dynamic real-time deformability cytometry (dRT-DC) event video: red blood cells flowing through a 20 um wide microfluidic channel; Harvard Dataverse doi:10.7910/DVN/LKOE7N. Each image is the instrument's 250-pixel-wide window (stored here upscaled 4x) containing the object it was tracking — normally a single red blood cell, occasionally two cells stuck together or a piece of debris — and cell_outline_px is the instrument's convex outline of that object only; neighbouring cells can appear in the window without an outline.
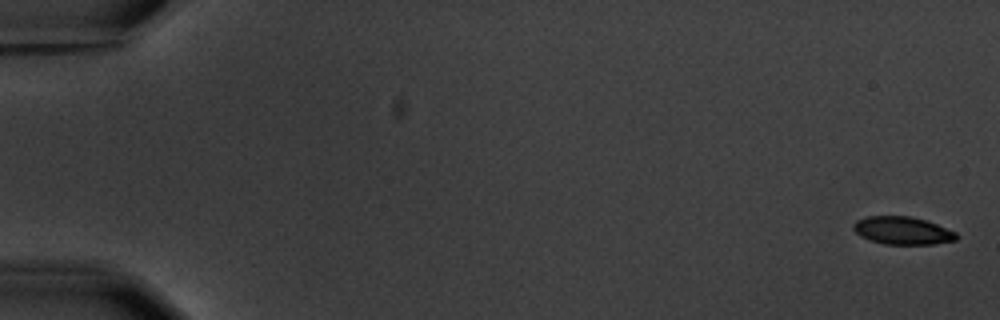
{"species": "common noctule bat (a hibernating species)", "species_latin": "Nyctalus noctula", "temperature_condition": "warm", "stored_images_in_passage": 7, "segment_of_instrument_passage": [1, 2], "camera_frame_rate_fps": 3000, "um_per_image_px": 0.085, "animal": {"sex": "male", "body_mass_g": 20.1, "forearm_length_mm": 53.5}, "frame": {"image": 1, "passage_image": 1, "time_ms": 0.0, "image_size_px": [1000, 320], "cell_outline_px": [[960, 236], [956, 240], [932, 244], [884, 244], [868, 240], [860, 236], [852, 228], [852, 224], [856, 220], [868, 216], [908, 216], [924, 220], [936, 224], [956, 232]], "centroid_in_image_um": [76.69, 19.6], "position_along_channel_um": 8.3, "area_um2": 16.7}}
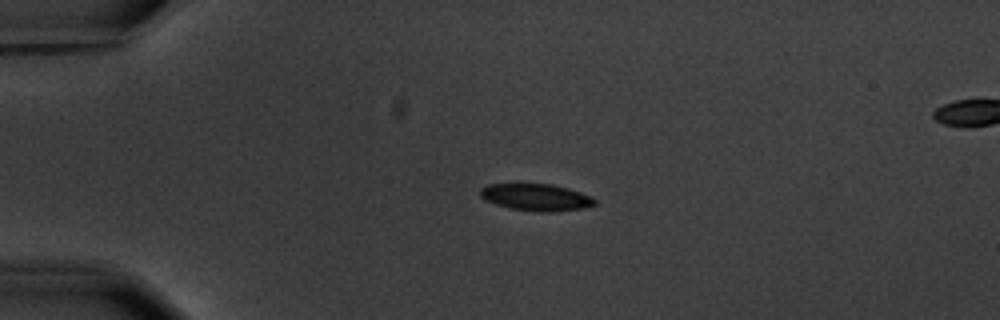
{"frame": {"image": 2, "passage_image": 5, "time_ms": 4.333, "image_size_px": [1000, 320], "cell_outline_px": [[596, 204], [584, 208], [544, 212], [536, 212], [508, 208], [484, 200], [480, 196], [480, 188], [488, 184], [552, 184], [568, 188], [580, 192], [596, 200]], "centroid_in_image_um": [45.53, 16.77], "position_along_channel_um": 39.5, "area_um2": 17.92}}